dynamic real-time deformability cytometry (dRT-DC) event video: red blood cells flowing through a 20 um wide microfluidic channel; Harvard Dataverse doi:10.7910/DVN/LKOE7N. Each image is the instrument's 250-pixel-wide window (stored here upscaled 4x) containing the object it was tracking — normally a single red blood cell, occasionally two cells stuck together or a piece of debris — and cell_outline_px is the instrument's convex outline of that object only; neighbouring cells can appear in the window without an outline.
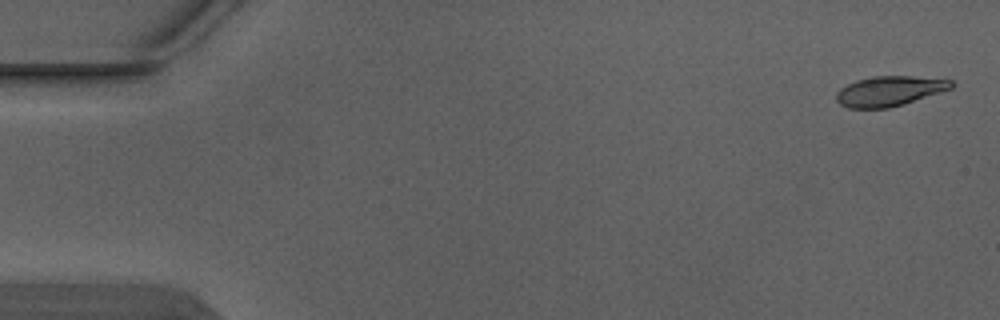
{"species": "Egyptian fruit bat (a non-hibernating species)", "species_latin": "Rousettus aegyptiacus", "temperature_condition": "warm", "stored_images_in_passage": 5, "camera_frame_rate_fps": 3000, "um_per_image_px": 0.085, "animal": {"sex": "male"}, "frame": {"image": 1, "passage_image": 1, "time_ms": 0.0, "image_size_px": [1000, 320], "cell_outline_px": [[956, 84], [952, 88], [904, 104], [888, 108], [848, 108], [840, 104], [836, 100], [836, 92], [840, 88], [856, 80], [872, 76], [912, 76], [952, 80]], "centroid_in_image_um": [75.59, 7.74], "position_along_channel_um": 9.4, "area_um2": 20.11}}
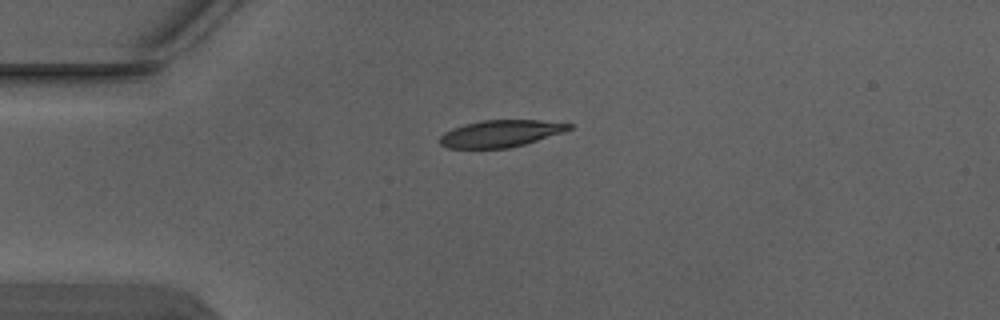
{"frame": {"image": 2, "passage_image": 4, "time_ms": 1.0, "image_size_px": [1000, 320], "cell_outline_px": [[572, 128], [564, 132], [524, 144], [508, 148], [448, 148], [440, 144], [440, 136], [444, 132], [452, 128], [464, 124], [480, 120], [540, 120], [572, 124]], "centroid_in_image_um": [42.53, 11.34], "position_along_channel_um": 42.5, "area_um2": 20.23}}